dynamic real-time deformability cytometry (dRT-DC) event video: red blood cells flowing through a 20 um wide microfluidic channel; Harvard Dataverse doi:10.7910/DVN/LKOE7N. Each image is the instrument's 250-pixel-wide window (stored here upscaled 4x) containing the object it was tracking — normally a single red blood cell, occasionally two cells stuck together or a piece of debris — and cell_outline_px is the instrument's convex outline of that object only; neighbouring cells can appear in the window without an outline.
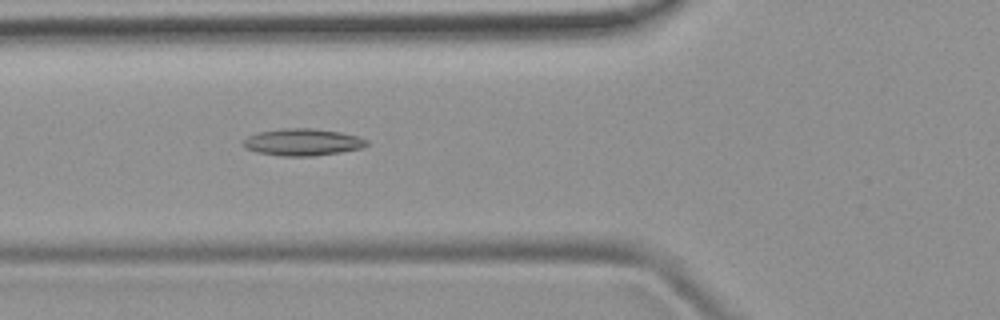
{"species": "common noctule bat (a hibernating species)", "species_latin": "Nyctalus noctula", "temperature_condition": "room temperature", "stored_images_in_passage": 51, "camera_frame_rate_fps": 3000, "um_per_image_px": 0.085, "animal": {"sex": "female", "body_mass_g": 19.9}, "frame": {"image": 1, "passage_image": 19, "time_ms": 6.0, "image_size_px": [1000, 320], "cell_outline_px": [[368, 144], [364, 148], [316, 156], [280, 156], [256, 152], [244, 148], [240, 144], [248, 136], [260, 132], [284, 128], [312, 128], [340, 132], [356, 136], [368, 140]], "centroid_in_image_um": [25.71, 12.09], "position_along_channel_um": 100.1, "area_um2": 19.54}}
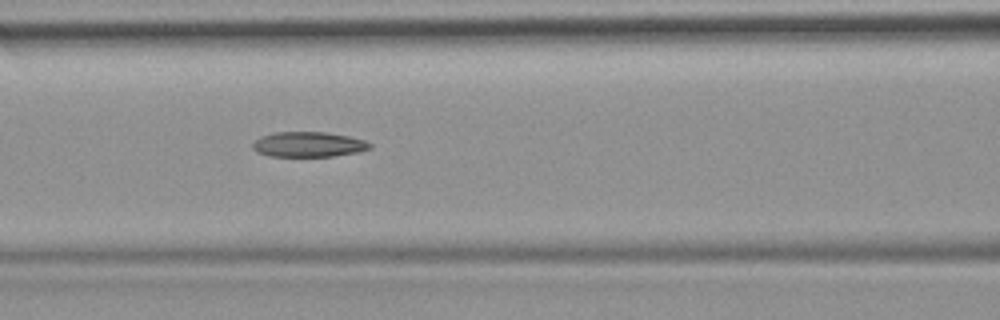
{"frame": {"image": 2, "passage_image": 22, "time_ms": 7.0, "image_size_px": [1000, 320], "cell_outline_px": [[372, 148], [360, 152], [332, 156], [268, 156], [256, 152], [252, 148], [252, 144], [260, 136], [272, 132], [324, 132], [348, 136], [364, 140], [372, 144]], "centroid_in_image_um": [26.21, 12.27], "position_along_channel_um": 140.4, "area_um2": 17.28}}
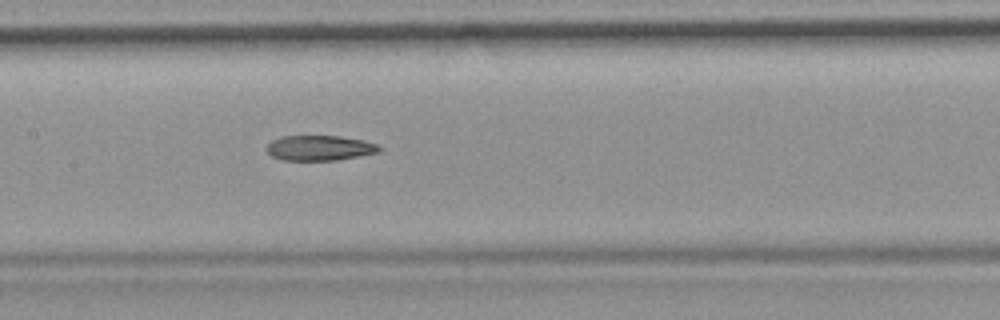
{"frame": {"image": 3, "passage_image": 25, "time_ms": 8.0, "image_size_px": [1000, 320], "cell_outline_px": [[384, 148], [380, 152], [336, 160], [280, 160], [272, 156], [264, 148], [272, 140], [280, 136], [340, 136], [364, 140], [376, 144]], "centroid_in_image_um": [27.16, 12.57], "position_along_channel_um": 180.2, "area_um2": 16.65}, "authors_computed_cell_mechanics": {"area_um2": 18.1492, "velocity_mm_per_s": 4.0023, "shape_relaxation_time_tau1_ms": 9.0645, "shape_relaxation_time_tau2_ms": 6.3706, "deformation_change_tau1": 0.1995, "deformation_change_tau2": 0.1691}}